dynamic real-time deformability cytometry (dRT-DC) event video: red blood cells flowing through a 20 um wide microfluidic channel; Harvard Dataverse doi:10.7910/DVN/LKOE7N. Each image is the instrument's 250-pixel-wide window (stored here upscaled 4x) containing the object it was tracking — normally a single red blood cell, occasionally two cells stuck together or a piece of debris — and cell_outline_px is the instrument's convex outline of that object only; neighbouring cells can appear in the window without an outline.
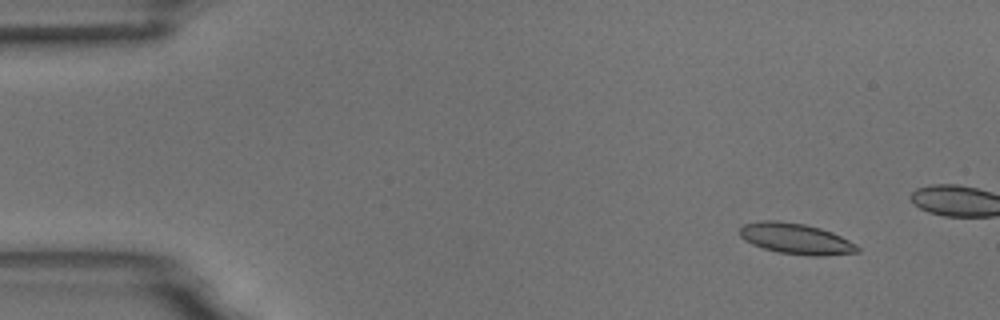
{"species": "common noctule bat (a hibernating species)", "species_latin": "Nyctalus noctula", "temperature_condition": "room temperature", "stored_images_in_passage": 5, "camera_frame_rate_fps": 3000, "um_per_image_px": 0.085, "animal": {"sex": "male", "body_mass_g": 18.8}, "frame": {"image": 1, "passage_image": 2, "time_ms": 1.333, "image_size_px": [1000, 320], "cell_outline_px": [[860, 252], [824, 256], [808, 256], [776, 252], [752, 244], [744, 240], [740, 236], [740, 228], [744, 224], [764, 220], [776, 220], [804, 224], [820, 228], [832, 232], [856, 244], [860, 248]], "centroid_in_image_um": [67.66, 20.3], "position_along_channel_um": 17.3, "area_um2": 21.21}}